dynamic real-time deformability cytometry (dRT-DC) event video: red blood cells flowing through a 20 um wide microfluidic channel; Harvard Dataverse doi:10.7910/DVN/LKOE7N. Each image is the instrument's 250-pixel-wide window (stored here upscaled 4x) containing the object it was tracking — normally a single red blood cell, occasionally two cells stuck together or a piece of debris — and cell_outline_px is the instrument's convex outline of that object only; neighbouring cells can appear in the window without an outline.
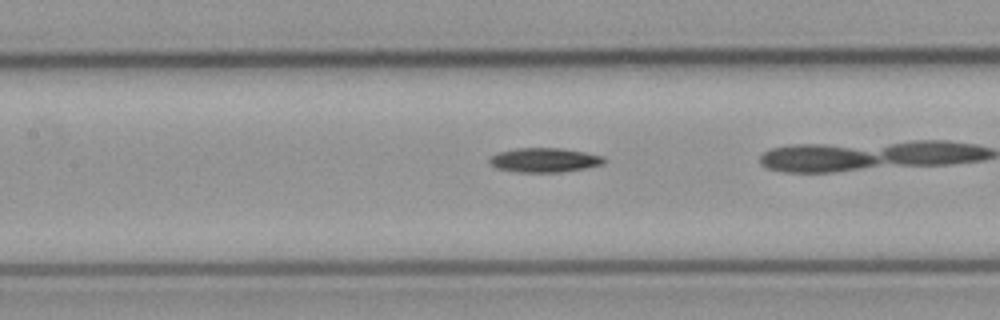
{"species": "common noctule bat (a hibernating species)", "species_latin": "Nyctalus noctula", "temperature_condition": "cold", "stored_images_in_passage": 40, "camera_frame_rate_fps": 3000, "um_per_image_px": 0.085, "animal": {"sex": "male", "body_mass_g": 23.1, "forearm_length_mm": 52.7}, "frame": {"image": 1, "passage_image": 23, "time_ms": 7.333, "image_size_px": [1000, 320], "cell_outline_px": [[604, 164], [584, 168], [560, 172], [516, 172], [496, 168], [488, 164], [488, 160], [492, 156], [500, 152], [516, 148], [560, 148], [584, 152], [604, 156]], "centroid_in_image_um": [46.24, 13.61], "position_along_channel_um": 161.2, "area_um2": 16.18}}